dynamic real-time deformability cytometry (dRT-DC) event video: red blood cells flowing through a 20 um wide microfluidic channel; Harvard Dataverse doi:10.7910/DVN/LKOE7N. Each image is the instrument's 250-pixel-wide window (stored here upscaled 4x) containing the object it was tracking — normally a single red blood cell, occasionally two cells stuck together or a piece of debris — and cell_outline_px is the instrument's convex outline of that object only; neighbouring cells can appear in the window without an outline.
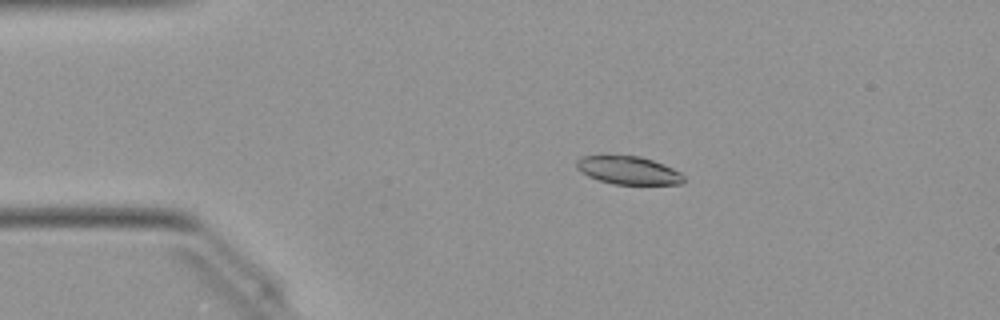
{"species": "Egyptian fruit bat (a non-hibernating species)", "species_latin": "Rousettus aegyptiacus", "temperature_condition": "warm", "stored_images_in_passage": 51, "camera_frame_rate_fps": 3000, "um_per_image_px": 0.085, "animal": {"sex": "female"}, "frame": {"image": 1, "passage_image": 10, "time_ms": 3.0, "image_size_px": [1000, 320], "cell_outline_px": [[684, 180], [680, 184], [616, 184], [600, 180], [588, 176], [576, 168], [576, 160], [580, 156], [604, 152], [640, 156], [652, 160], [672, 168], [680, 172], [684, 176]], "centroid_in_image_um": [53.32, 14.41], "position_along_channel_um": 31.7, "area_um2": 18.15}}
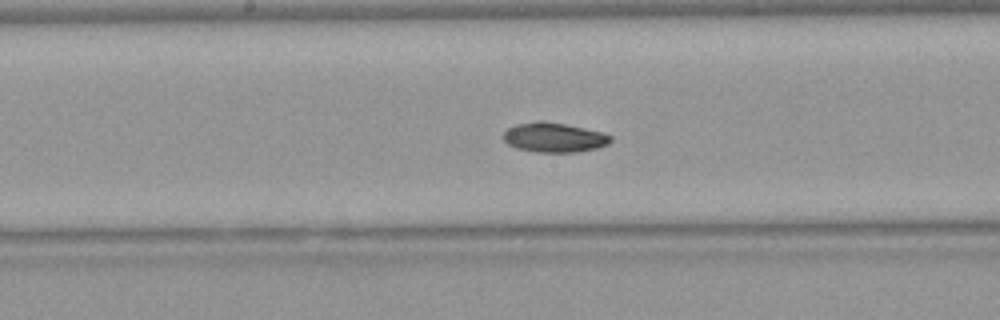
{"frame": {"image": 2, "passage_image": 26, "time_ms": 8.333, "image_size_px": [1000, 320], "cell_outline_px": [[612, 140], [608, 144], [596, 148], [576, 152], [536, 152], [516, 148], [508, 144], [504, 140], [504, 132], [508, 128], [516, 124], [536, 120], [544, 120], [604, 132], [612, 136]], "centroid_in_image_um": [47.1, 11.67], "position_along_channel_um": 201.1, "area_um2": 18.61}}
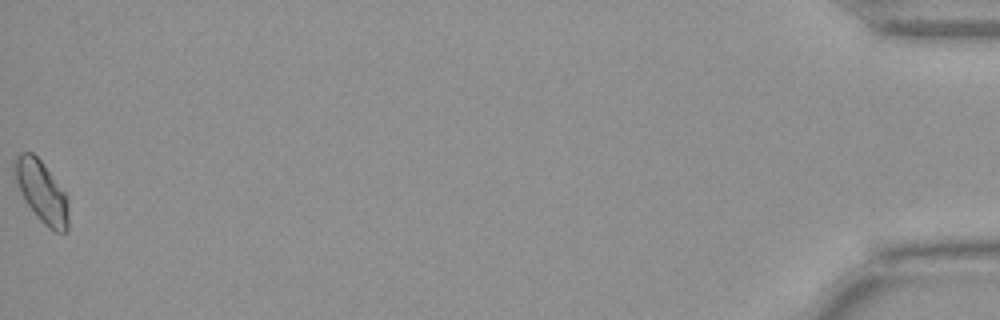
{"frame": {"image": 3, "passage_image": 51, "time_ms": 16.667, "image_size_px": [1000, 320], "cell_outline_px": [[68, 228], [64, 232], [56, 232], [48, 228], [40, 220], [28, 204], [12, 176], [12, 156], [20, 152], [32, 152], [40, 160], [68, 196]], "centroid_in_image_um": [3.49, 16.24], "position_along_channel_um": 431.7, "area_um2": 19.54}, "authors_computed_cell_mechanics": {"area_um2": 18.207, "velocity_mm_per_s": 4.0306, "shape_relaxation_time_tau1_ms": 5.2816, "shape_relaxation_time_tau2_ms": null, "deformation_change_tau1": 0.1173, "deformation_change_tau2": null}}